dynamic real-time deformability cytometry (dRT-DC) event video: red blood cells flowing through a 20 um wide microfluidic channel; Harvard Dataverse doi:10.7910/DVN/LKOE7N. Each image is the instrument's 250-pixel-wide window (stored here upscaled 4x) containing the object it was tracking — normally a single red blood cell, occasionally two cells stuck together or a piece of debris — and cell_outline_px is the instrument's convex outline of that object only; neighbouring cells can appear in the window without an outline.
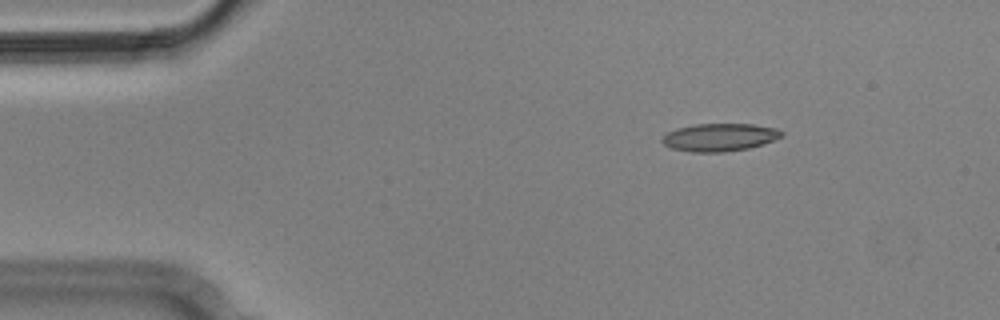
{"species": "Egyptian fruit bat (a non-hibernating species)", "species_latin": "Rousettus aegyptiacus", "temperature_condition": "cold", "stored_images_in_passage": 6, "camera_frame_rate_fps": 3000, "um_per_image_px": 0.085, "animal": {"sex": "male"}, "frame": {"image": 1, "passage_image": 3, "time_ms": 0.667, "image_size_px": [1000, 320], "cell_outline_px": [[784, 136], [748, 148], [724, 152], [692, 152], [672, 148], [664, 144], [660, 140], [668, 132], [676, 128], [696, 124], [752, 124], [776, 128], [784, 132]], "centroid_in_image_um": [61.16, 11.66], "position_along_channel_um": 23.8, "area_um2": 19.19}}
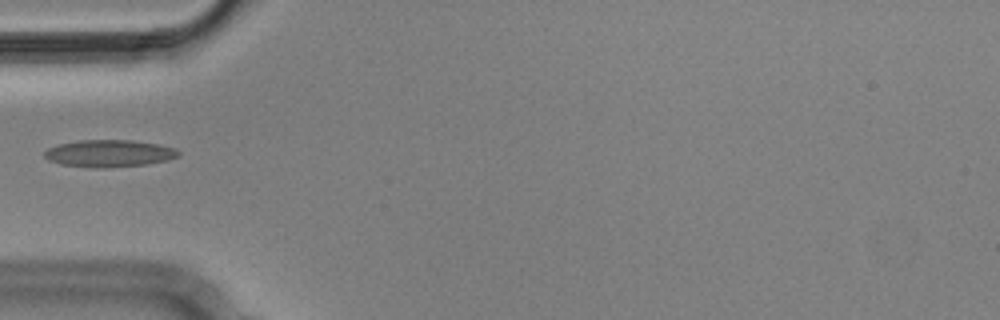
{"frame": {"image": 2, "passage_image": 6, "time_ms": 1.667, "image_size_px": [1000, 320], "cell_outline_px": [[180, 156], [168, 160], [148, 164], [104, 168], [96, 168], [60, 164], [48, 160], [44, 156], [44, 152], [48, 148], [60, 144], [80, 140], [132, 140], [156, 144], [176, 148], [180, 152]], "centroid_in_image_um": [9.3, 13.04], "position_along_channel_um": 75.7, "area_um2": 21.21}}